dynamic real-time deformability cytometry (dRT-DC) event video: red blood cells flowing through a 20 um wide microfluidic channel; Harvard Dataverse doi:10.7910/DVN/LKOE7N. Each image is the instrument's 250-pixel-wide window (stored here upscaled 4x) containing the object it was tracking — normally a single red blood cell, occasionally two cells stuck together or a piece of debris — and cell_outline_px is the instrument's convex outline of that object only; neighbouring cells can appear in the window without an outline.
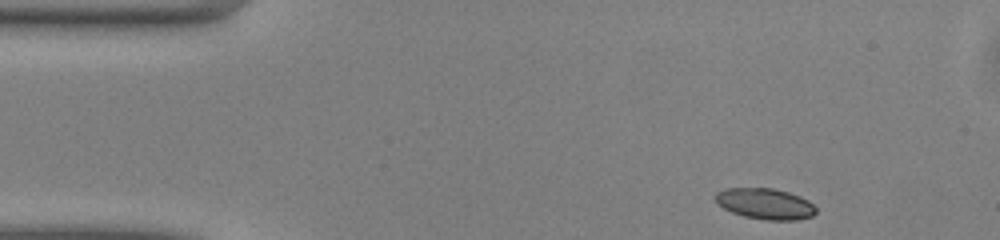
{"species": "common noctule bat (a hibernating species)", "species_latin": "Nyctalus noctula", "temperature_condition": "warm", "stored_images_in_passage": 44, "camera_frame_rate_fps": 3000, "um_per_image_px": 0.085, "animal": {"sex": "male", "body_mass_g": 13.0, "forearm_length_mm": 53.1}, "frame": {"image": 1, "passage_image": 1, "time_ms": 0.0, "image_size_px": [1000, 240], "cell_outline_px": [[816, 212], [812, 216], [796, 220], [764, 220], [744, 216], [732, 212], [724, 208], [716, 200], [716, 192], [724, 188], [772, 188], [788, 192], [800, 196], [808, 200], [816, 208]], "centroid_in_image_um": [65.05, 17.32], "position_along_channel_um": 19.9, "area_um2": 18.03}}
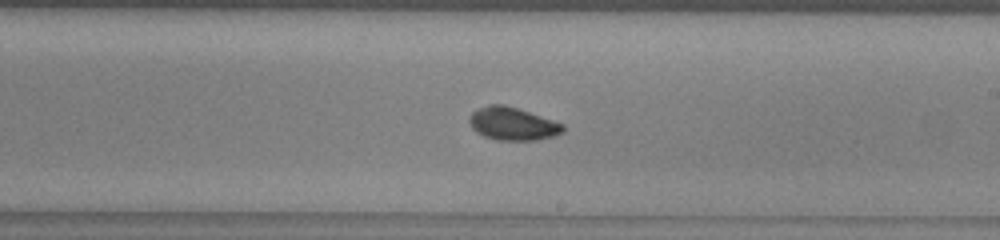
{"frame": {"image": 2, "passage_image": 23, "time_ms": 7.333, "image_size_px": [1000, 240], "cell_outline_px": [[564, 132], [556, 136], [536, 140], [496, 140], [484, 136], [476, 132], [472, 128], [468, 120], [468, 116], [472, 112], [488, 104], [504, 104], [564, 124]], "centroid_in_image_um": [43.56, 10.53], "position_along_channel_um": 245.4, "area_um2": 17.98}}
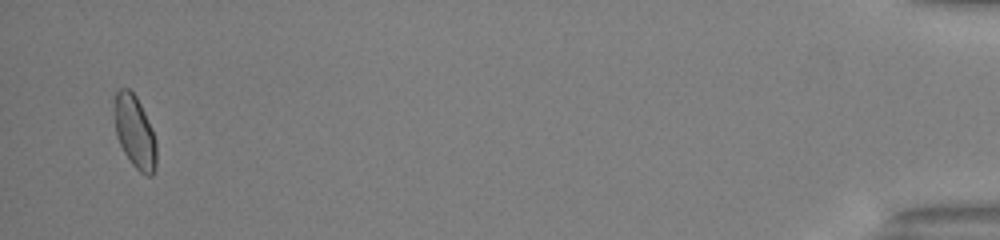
{"frame": {"image": 3, "passage_image": 43, "time_ms": 14.0, "image_size_px": [1000, 240], "cell_outline_px": [[156, 168], [152, 176], [144, 176], [132, 164], [124, 152], [116, 136], [112, 108], [116, 92], [120, 88], [128, 88], [136, 96], [152, 128], [156, 140]], "centroid_in_image_um": [11.44, 11.21], "position_along_channel_um": 423.8, "area_um2": 18.15}, "authors_computed_cell_mechanics": {"area_um2": 17.6868, "velocity_mm_per_s": 4.1034, "shape_relaxation_time_tau1_ms": 10.4646, "shape_relaxation_time_tau2_ms": 2.8191, "deformation_change_tau1": 0.1553, "deformation_change_tau2": 0.0577}}